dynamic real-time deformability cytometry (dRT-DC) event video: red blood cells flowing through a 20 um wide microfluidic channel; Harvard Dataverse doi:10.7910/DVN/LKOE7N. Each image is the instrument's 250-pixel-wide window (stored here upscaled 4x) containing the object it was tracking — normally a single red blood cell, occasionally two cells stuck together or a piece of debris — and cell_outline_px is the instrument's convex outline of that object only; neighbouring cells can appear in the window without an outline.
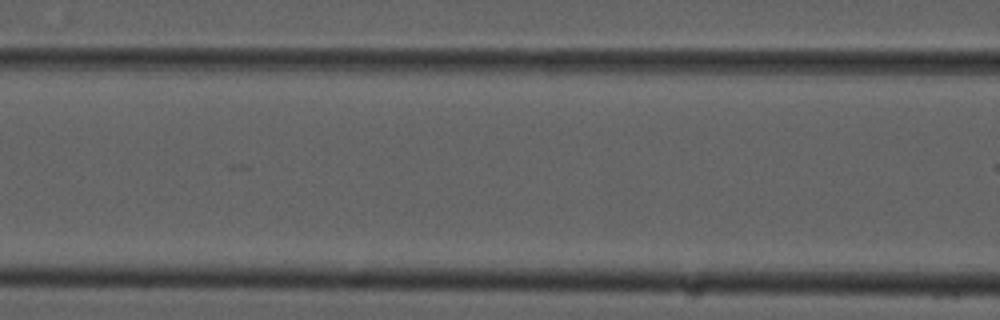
{"species": "common noctule bat (a hibernating species)", "species_latin": "Nyctalus noctula", "temperature_condition": "cold", "stored_images_in_passage": 9, "camera_frame_rate_fps": 3000, "um_per_image_px": 0.085, "animal": {"sex": "male", "forearm_length_mm": 52.5}, "frame": {"image": 1, "passage_image": 7, "time_ms": 2.0, "image_size_px": [1000, 320], "cell_outline_px": [[764, 72], [624, 80], [620, 72], [628, 60], [680, 60]], "centroid_in_image_um": [57.27, 5.91], "position_along_channel_um": 109.3, "area_um2": 12.66}}